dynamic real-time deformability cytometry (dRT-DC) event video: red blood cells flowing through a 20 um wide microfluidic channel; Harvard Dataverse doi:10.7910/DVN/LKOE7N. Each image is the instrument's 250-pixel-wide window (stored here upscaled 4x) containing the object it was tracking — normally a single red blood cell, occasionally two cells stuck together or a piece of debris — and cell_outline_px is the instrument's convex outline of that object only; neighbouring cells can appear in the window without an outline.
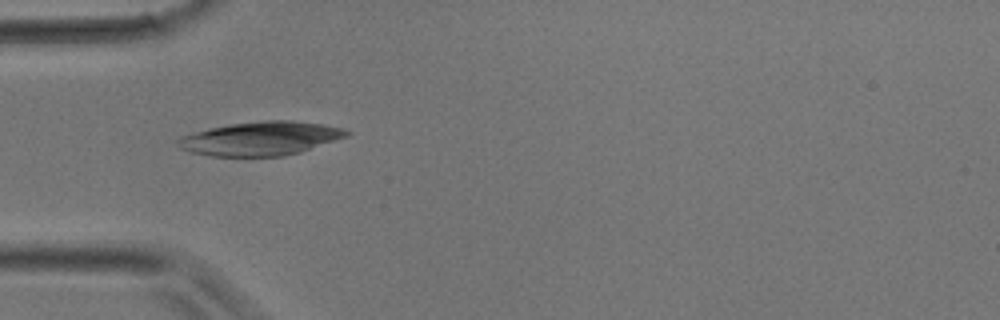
{"species": "common noctule bat (a hibernating species)", "species_latin": "Nyctalus noctula", "temperature_condition": "room temperature", "stored_images_in_passage": 5, "camera_frame_rate_fps": 3000, "um_per_image_px": 0.085, "animal": {"sex": "male", "body_mass_g": 17.9}, "frame": {"image": 1, "passage_image": 3, "time_ms": 0.667, "image_size_px": [1000, 320], "cell_outline_px": [[352, 132], [348, 136], [300, 152], [284, 156], [212, 156], [192, 152], [180, 148], [176, 144], [176, 140], [180, 136], [208, 128], [228, 124], [264, 120], [292, 120], [324, 124], [340, 128]], "centroid_in_image_um": [22.14, 11.76], "position_along_channel_um": 62.9, "area_um2": 33.29}}
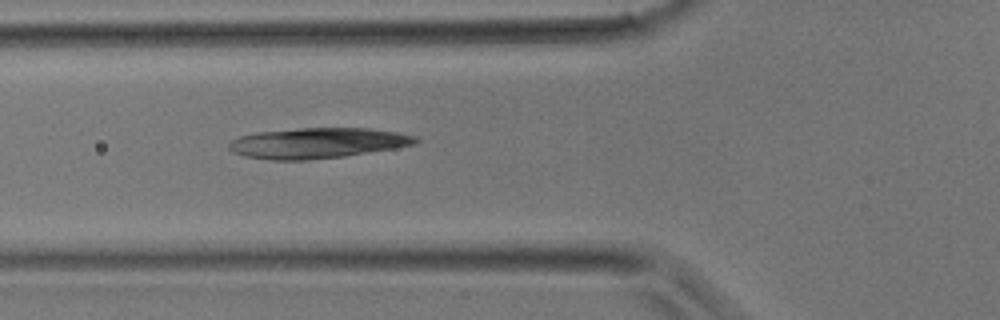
{"frame": {"image": 2, "passage_image": 5, "time_ms": 1.333, "image_size_px": [1000, 320], "cell_outline_px": [[420, 140], [416, 144], [396, 148], [344, 156], [308, 160], [272, 160], [244, 156], [232, 152], [228, 148], [228, 144], [232, 140], [240, 136], [256, 132], [300, 128], [372, 128], [396, 132], [416, 136]], "centroid_in_image_um": [26.99, 12.16], "position_along_channel_um": 98.8, "area_um2": 33.29}}